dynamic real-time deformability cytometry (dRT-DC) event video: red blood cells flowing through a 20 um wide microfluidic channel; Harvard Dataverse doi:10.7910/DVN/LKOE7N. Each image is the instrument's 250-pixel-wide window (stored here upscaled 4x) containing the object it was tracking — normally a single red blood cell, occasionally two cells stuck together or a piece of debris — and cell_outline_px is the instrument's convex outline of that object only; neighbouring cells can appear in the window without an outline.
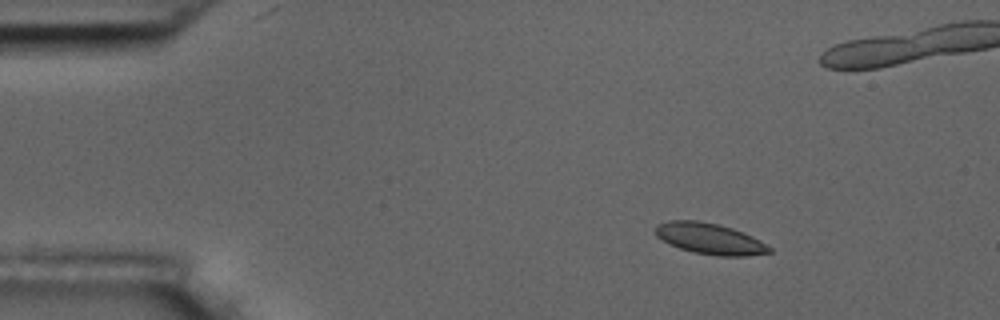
{"species": "common noctule bat (a hibernating species)", "species_latin": "Nyctalus noctula", "temperature_condition": "room temperature", "stored_images_in_passage": 6, "camera_frame_rate_fps": 3000, "um_per_image_px": 0.085, "animal": {"sex": "male", "body_mass_g": 17.5, "forearm_length_mm": 52.3}, "frame": {"image": 1, "passage_image": 2, "time_ms": 2.0, "image_size_px": [1000, 320], "cell_outline_px": [[772, 252], [744, 256], [720, 256], [692, 252], [680, 248], [656, 236], [656, 224], [668, 220], [696, 220], [720, 224], [732, 228], [752, 236], [772, 248]], "centroid_in_image_um": [60.33, 20.28], "position_along_channel_um": 24.7, "area_um2": 20.46}}